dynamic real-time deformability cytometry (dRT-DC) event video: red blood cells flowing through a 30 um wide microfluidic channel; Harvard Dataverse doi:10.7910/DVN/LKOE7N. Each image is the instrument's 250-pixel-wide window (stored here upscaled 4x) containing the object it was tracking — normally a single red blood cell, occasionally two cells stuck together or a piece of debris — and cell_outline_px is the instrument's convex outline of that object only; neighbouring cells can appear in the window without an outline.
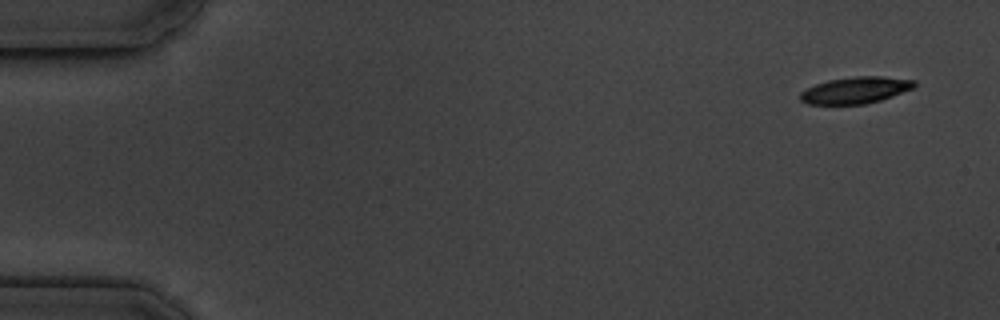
{"species": "common noctule bat (a hibernating species)", "species_latin": "Nyctalus noctula", "temperature_condition": "cold", "stored_images_in_passage": 5, "camera_frame_rate_fps": 3000, "um_per_image_px": 0.085, "animal": {"sex": "male", "body_mass_g": 19.5, "forearm_length_mm": 54.6}, "frame": {"image": 1, "passage_image": 1, "time_ms": 0.0, "image_size_px": [1000, 320], "cell_outline_px": [[916, 88], [880, 100], [864, 104], [808, 104], [800, 100], [800, 92], [816, 84], [828, 80], [856, 76], [884, 76], [916, 80]], "centroid_in_image_um": [72.76, 7.66], "position_along_channel_um": 12.2, "area_um2": 17.74}}
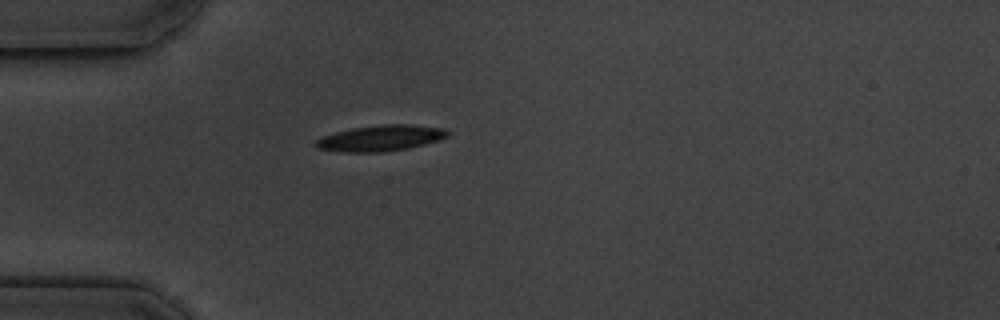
{"frame": {"image": 2, "passage_image": 5, "time_ms": 4.333, "image_size_px": [1000, 320], "cell_outline_px": [[448, 136], [440, 140], [408, 148], [384, 152], [344, 152], [316, 148], [316, 140], [324, 136], [336, 132], [352, 128], [380, 124], [412, 124], [444, 128], [448, 132]], "centroid_in_image_um": [32.38, 11.73], "position_along_channel_um": 52.6, "area_um2": 19.88}}